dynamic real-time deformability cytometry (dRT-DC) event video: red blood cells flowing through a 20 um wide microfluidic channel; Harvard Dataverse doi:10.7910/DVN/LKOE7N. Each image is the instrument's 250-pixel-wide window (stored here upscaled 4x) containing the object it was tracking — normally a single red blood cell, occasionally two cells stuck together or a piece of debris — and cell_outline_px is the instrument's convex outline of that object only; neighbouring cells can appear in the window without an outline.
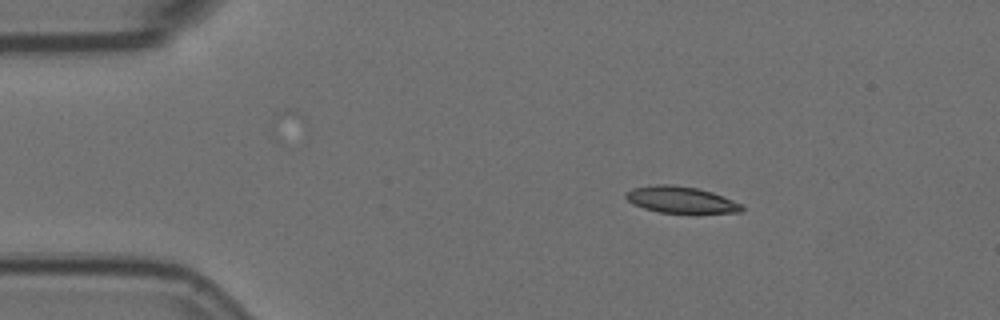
{"species": "Egyptian fruit bat (a non-hibernating species)", "species_latin": "Rousettus aegyptiacus", "temperature_condition": "room temperature", "stored_images_in_passage": 4, "camera_frame_rate_fps": 3000, "um_per_image_px": 0.085, "animal": {"sex": "female"}, "frame": {"image": 1, "passage_image": 2, "time_ms": 0.333, "image_size_px": [1000, 320], "cell_outline_px": [[744, 212], [660, 212], [644, 208], [632, 204], [624, 196], [632, 188], [656, 184], [672, 184], [696, 188], [712, 192], [744, 204]], "centroid_in_image_um": [57.89, 16.96], "position_along_channel_um": 27.1, "area_um2": 17.74}}